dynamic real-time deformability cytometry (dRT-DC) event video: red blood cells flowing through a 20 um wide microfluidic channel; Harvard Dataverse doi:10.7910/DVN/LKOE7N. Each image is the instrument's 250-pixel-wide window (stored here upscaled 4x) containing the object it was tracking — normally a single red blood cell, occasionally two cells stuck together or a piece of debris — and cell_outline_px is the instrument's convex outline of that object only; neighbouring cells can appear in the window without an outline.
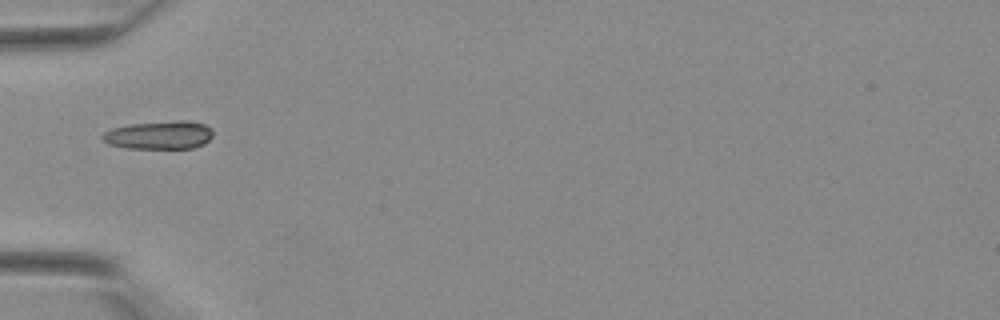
{"species": "Egyptian fruit bat (a non-hibernating species)", "species_latin": "Rousettus aegyptiacus", "temperature_condition": "warm", "stored_images_in_passage": 27, "camera_frame_rate_fps": 3000, "um_per_image_px": 0.085, "animal": {"sex": "female"}, "frame": {"image": 1, "passage_image": 1, "time_ms": 0.0, "image_size_px": [1000, 320], "cell_outline_px": [[212, 136], [204, 144], [192, 148], [128, 148], [108, 144], [100, 136], [104, 132], [112, 128], [128, 124], [176, 120], [188, 120], [204, 124], [212, 128]], "centroid_in_image_um": [13.54, 11.47], "position_along_channel_um": 71.5, "area_um2": 18.32}}
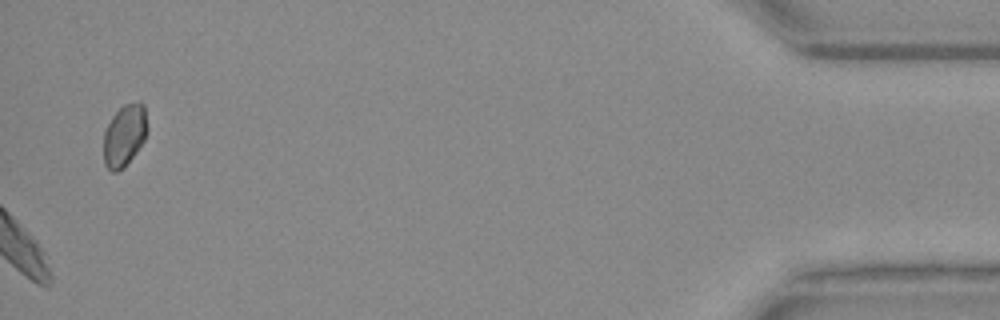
{"frame": {"image": 2, "passage_image": 27, "time_ms": 8.667, "image_size_px": [1000, 320], "cell_outline_px": [[148, 128], [144, 140], [136, 152], [124, 168], [116, 172], [112, 172], [104, 164], [104, 132], [112, 116], [124, 104], [140, 100], [144, 104]], "centroid_in_image_um": [10.59, 11.49], "position_along_channel_um": 424.6, "area_um2": 15.9}}